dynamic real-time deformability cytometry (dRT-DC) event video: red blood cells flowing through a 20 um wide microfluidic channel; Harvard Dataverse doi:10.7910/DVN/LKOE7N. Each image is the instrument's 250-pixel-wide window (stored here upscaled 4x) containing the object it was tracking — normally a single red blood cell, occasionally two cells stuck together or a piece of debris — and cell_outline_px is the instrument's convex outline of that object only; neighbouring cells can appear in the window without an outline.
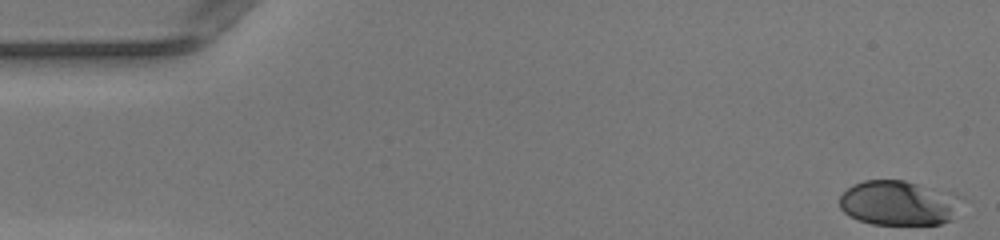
{"species": "human", "species_latin": "Homo sapiens", "temperature_condition": "warm", "stored_images_in_passage": 38, "camera_frame_rate_fps": 3000, "um_per_image_px": 0.085, "donor": {"sex": "female"}, "frame": {"image": 1, "passage_image": 1, "time_ms": 0.0, "image_size_px": [1000, 240], "cell_outline_px": [[972, 200], [952, 220], [940, 224], [872, 224], [848, 216], [840, 208], [840, 196], [852, 184], [864, 180], [904, 180], [956, 192]], "centroid_in_image_um": [76.58, 17.24], "position_along_channel_um": 8.4, "area_um2": 33.23}}
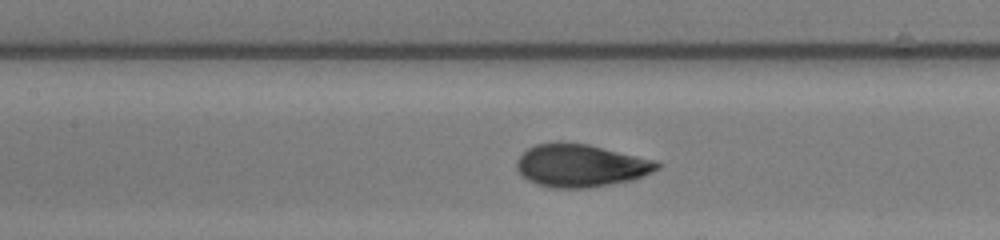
{"frame": {"image": 2, "passage_image": 22, "time_ms": 7.0, "image_size_px": [1000, 240], "cell_outline_px": [[664, 164], [660, 168], [644, 176], [632, 180], [612, 184], [588, 188], [552, 188], [536, 184], [520, 176], [516, 168], [516, 160], [528, 148], [536, 144], [552, 140], [588, 144], [656, 160]], "centroid_in_image_um": [49.35, 14.06], "position_along_channel_um": 158.0, "area_um2": 35.66}}
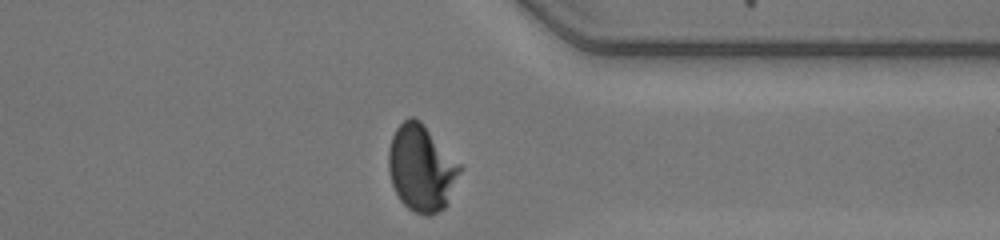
{"frame": {"image": 3, "passage_image": 38, "time_ms": 12.333, "image_size_px": [1000, 240], "cell_outline_px": [[464, 168], [444, 208], [428, 216], [424, 216], [408, 208], [400, 200], [392, 184], [388, 172], [388, 148], [392, 136], [396, 128], [404, 120], [412, 116], [420, 120], [424, 124]], "centroid_in_image_um": [35.82, 14.28], "position_along_channel_um": 375.6, "area_um2": 36.01}, "authors_computed_cell_mechanics": {"area_um2": 34.7667, "velocity_mm_per_s": 4.1919, "shape_relaxation_time_tau1_ms": 4.3321, "shape_relaxation_time_tau2_ms": null, "deformation_change_tau1": 0.2201, "deformation_change_tau2": null}}